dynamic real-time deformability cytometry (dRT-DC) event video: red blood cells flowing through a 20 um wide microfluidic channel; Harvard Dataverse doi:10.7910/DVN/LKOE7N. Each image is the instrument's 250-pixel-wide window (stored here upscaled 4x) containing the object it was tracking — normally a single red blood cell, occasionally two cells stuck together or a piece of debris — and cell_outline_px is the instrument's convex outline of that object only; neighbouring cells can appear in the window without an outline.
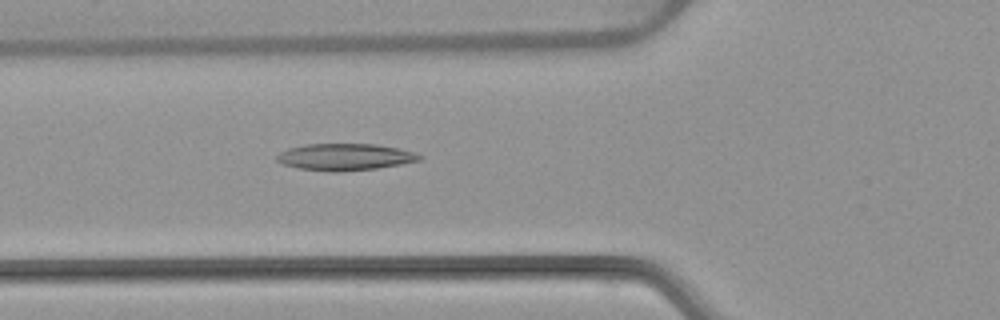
{"species": "common noctule bat (a hibernating species)", "species_latin": "Nyctalus noctula", "temperature_condition": "warm", "stored_images_in_passage": 5, "camera_frame_rate_fps": 3000, "um_per_image_px": 0.085, "animal": {"sex": "female", "body_mass_g": 22.7, "forearm_length_mm": 54.2}, "frame": {"image": 1, "passage_image": 5, "time_ms": 5.667, "image_size_px": [1000, 320], "cell_outline_px": [[424, 156], [420, 160], [400, 164], [376, 168], [340, 172], [332, 172], [296, 168], [284, 164], [276, 160], [276, 156], [280, 152], [288, 148], [304, 144], [376, 144], [400, 148]], "centroid_in_image_um": [29.3, 13.34], "position_along_channel_um": 96.5, "area_um2": 22.31}}